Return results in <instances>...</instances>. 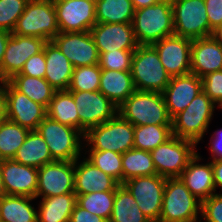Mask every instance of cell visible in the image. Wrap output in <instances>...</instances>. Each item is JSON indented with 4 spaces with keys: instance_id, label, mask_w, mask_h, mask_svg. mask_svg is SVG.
<instances>
[{
    "instance_id": "6da1fadb",
    "label": "cell",
    "mask_w": 222,
    "mask_h": 222,
    "mask_svg": "<svg viewBox=\"0 0 222 222\" xmlns=\"http://www.w3.org/2000/svg\"><path fill=\"white\" fill-rule=\"evenodd\" d=\"M131 24L138 45H152L174 35L171 0H160L154 5L135 10Z\"/></svg>"
},
{
    "instance_id": "7a4b0ae2",
    "label": "cell",
    "mask_w": 222,
    "mask_h": 222,
    "mask_svg": "<svg viewBox=\"0 0 222 222\" xmlns=\"http://www.w3.org/2000/svg\"><path fill=\"white\" fill-rule=\"evenodd\" d=\"M118 113L133 126L172 125L160 92L136 90L118 107Z\"/></svg>"
},
{
    "instance_id": "3957f363",
    "label": "cell",
    "mask_w": 222,
    "mask_h": 222,
    "mask_svg": "<svg viewBox=\"0 0 222 222\" xmlns=\"http://www.w3.org/2000/svg\"><path fill=\"white\" fill-rule=\"evenodd\" d=\"M216 104L201 91L191 103L172 118V135L196 145L209 128Z\"/></svg>"
},
{
    "instance_id": "277c9868",
    "label": "cell",
    "mask_w": 222,
    "mask_h": 222,
    "mask_svg": "<svg viewBox=\"0 0 222 222\" xmlns=\"http://www.w3.org/2000/svg\"><path fill=\"white\" fill-rule=\"evenodd\" d=\"M83 139L89 150L123 154L134 148V126L118 113L111 120L88 129Z\"/></svg>"
},
{
    "instance_id": "5b68a950",
    "label": "cell",
    "mask_w": 222,
    "mask_h": 222,
    "mask_svg": "<svg viewBox=\"0 0 222 222\" xmlns=\"http://www.w3.org/2000/svg\"><path fill=\"white\" fill-rule=\"evenodd\" d=\"M202 202L180 178H166L159 222H198Z\"/></svg>"
},
{
    "instance_id": "8992f818",
    "label": "cell",
    "mask_w": 222,
    "mask_h": 222,
    "mask_svg": "<svg viewBox=\"0 0 222 222\" xmlns=\"http://www.w3.org/2000/svg\"><path fill=\"white\" fill-rule=\"evenodd\" d=\"M130 72L135 88L139 91L162 93L171 79L152 45H138L134 51Z\"/></svg>"
},
{
    "instance_id": "52a82bcc",
    "label": "cell",
    "mask_w": 222,
    "mask_h": 222,
    "mask_svg": "<svg viewBox=\"0 0 222 222\" xmlns=\"http://www.w3.org/2000/svg\"><path fill=\"white\" fill-rule=\"evenodd\" d=\"M12 33L51 41L59 33L54 1L29 0Z\"/></svg>"
},
{
    "instance_id": "ba28073f",
    "label": "cell",
    "mask_w": 222,
    "mask_h": 222,
    "mask_svg": "<svg viewBox=\"0 0 222 222\" xmlns=\"http://www.w3.org/2000/svg\"><path fill=\"white\" fill-rule=\"evenodd\" d=\"M37 131L46 142L54 161H75L81 156L84 135L76 128L46 116Z\"/></svg>"
},
{
    "instance_id": "9c48e42d",
    "label": "cell",
    "mask_w": 222,
    "mask_h": 222,
    "mask_svg": "<svg viewBox=\"0 0 222 222\" xmlns=\"http://www.w3.org/2000/svg\"><path fill=\"white\" fill-rule=\"evenodd\" d=\"M196 147L194 142L172 135L150 151L157 175L164 178H179L188 162L197 153Z\"/></svg>"
},
{
    "instance_id": "30bf717a",
    "label": "cell",
    "mask_w": 222,
    "mask_h": 222,
    "mask_svg": "<svg viewBox=\"0 0 222 222\" xmlns=\"http://www.w3.org/2000/svg\"><path fill=\"white\" fill-rule=\"evenodd\" d=\"M174 34L189 39L212 36L205 0H171Z\"/></svg>"
},
{
    "instance_id": "8fae6325",
    "label": "cell",
    "mask_w": 222,
    "mask_h": 222,
    "mask_svg": "<svg viewBox=\"0 0 222 222\" xmlns=\"http://www.w3.org/2000/svg\"><path fill=\"white\" fill-rule=\"evenodd\" d=\"M77 107L79 115V131L84 133L118 114L116 106L100 91H69Z\"/></svg>"
},
{
    "instance_id": "7c38bea8",
    "label": "cell",
    "mask_w": 222,
    "mask_h": 222,
    "mask_svg": "<svg viewBox=\"0 0 222 222\" xmlns=\"http://www.w3.org/2000/svg\"><path fill=\"white\" fill-rule=\"evenodd\" d=\"M136 200L142 213L151 221L159 222L166 178L154 174L129 179L123 183Z\"/></svg>"
},
{
    "instance_id": "4fadbf2b",
    "label": "cell",
    "mask_w": 222,
    "mask_h": 222,
    "mask_svg": "<svg viewBox=\"0 0 222 222\" xmlns=\"http://www.w3.org/2000/svg\"><path fill=\"white\" fill-rule=\"evenodd\" d=\"M59 32H87L96 24V2L53 0Z\"/></svg>"
},
{
    "instance_id": "5bb4252c",
    "label": "cell",
    "mask_w": 222,
    "mask_h": 222,
    "mask_svg": "<svg viewBox=\"0 0 222 222\" xmlns=\"http://www.w3.org/2000/svg\"><path fill=\"white\" fill-rule=\"evenodd\" d=\"M6 118L32 130H37L47 116L46 108L17 91L8 81H4Z\"/></svg>"
},
{
    "instance_id": "9a60e30c",
    "label": "cell",
    "mask_w": 222,
    "mask_h": 222,
    "mask_svg": "<svg viewBox=\"0 0 222 222\" xmlns=\"http://www.w3.org/2000/svg\"><path fill=\"white\" fill-rule=\"evenodd\" d=\"M74 161H54L38 169L36 197H51L74 192Z\"/></svg>"
},
{
    "instance_id": "2e32d148",
    "label": "cell",
    "mask_w": 222,
    "mask_h": 222,
    "mask_svg": "<svg viewBox=\"0 0 222 222\" xmlns=\"http://www.w3.org/2000/svg\"><path fill=\"white\" fill-rule=\"evenodd\" d=\"M47 41L38 37L11 33L0 69V82L20 73L26 60L43 50Z\"/></svg>"
},
{
    "instance_id": "e0dca14e",
    "label": "cell",
    "mask_w": 222,
    "mask_h": 222,
    "mask_svg": "<svg viewBox=\"0 0 222 222\" xmlns=\"http://www.w3.org/2000/svg\"><path fill=\"white\" fill-rule=\"evenodd\" d=\"M51 41L74 68L91 66L99 62V52L90 31L59 32Z\"/></svg>"
},
{
    "instance_id": "ac0fdd59",
    "label": "cell",
    "mask_w": 222,
    "mask_h": 222,
    "mask_svg": "<svg viewBox=\"0 0 222 222\" xmlns=\"http://www.w3.org/2000/svg\"><path fill=\"white\" fill-rule=\"evenodd\" d=\"M191 45L192 39L175 34L152 44L170 77L191 73Z\"/></svg>"
},
{
    "instance_id": "d6986e66",
    "label": "cell",
    "mask_w": 222,
    "mask_h": 222,
    "mask_svg": "<svg viewBox=\"0 0 222 222\" xmlns=\"http://www.w3.org/2000/svg\"><path fill=\"white\" fill-rule=\"evenodd\" d=\"M90 33L98 52L136 50L138 47L131 23H96Z\"/></svg>"
},
{
    "instance_id": "ffe728a7",
    "label": "cell",
    "mask_w": 222,
    "mask_h": 222,
    "mask_svg": "<svg viewBox=\"0 0 222 222\" xmlns=\"http://www.w3.org/2000/svg\"><path fill=\"white\" fill-rule=\"evenodd\" d=\"M1 172L6 195L35 198L38 185V169L18 163L13 159L1 160Z\"/></svg>"
},
{
    "instance_id": "44dd1931",
    "label": "cell",
    "mask_w": 222,
    "mask_h": 222,
    "mask_svg": "<svg viewBox=\"0 0 222 222\" xmlns=\"http://www.w3.org/2000/svg\"><path fill=\"white\" fill-rule=\"evenodd\" d=\"M201 91L202 80L195 74L171 77L162 92L169 116L173 118L183 111Z\"/></svg>"
},
{
    "instance_id": "7402d4cb",
    "label": "cell",
    "mask_w": 222,
    "mask_h": 222,
    "mask_svg": "<svg viewBox=\"0 0 222 222\" xmlns=\"http://www.w3.org/2000/svg\"><path fill=\"white\" fill-rule=\"evenodd\" d=\"M191 73L203 78L207 74L222 70V44L213 36L192 40Z\"/></svg>"
},
{
    "instance_id": "603a6c76",
    "label": "cell",
    "mask_w": 222,
    "mask_h": 222,
    "mask_svg": "<svg viewBox=\"0 0 222 222\" xmlns=\"http://www.w3.org/2000/svg\"><path fill=\"white\" fill-rule=\"evenodd\" d=\"M79 159L74 161V192L76 195L116 191L120 184L113 177L94 166L86 158H83L84 160L81 162H78Z\"/></svg>"
},
{
    "instance_id": "cb8c5ba5",
    "label": "cell",
    "mask_w": 222,
    "mask_h": 222,
    "mask_svg": "<svg viewBox=\"0 0 222 222\" xmlns=\"http://www.w3.org/2000/svg\"><path fill=\"white\" fill-rule=\"evenodd\" d=\"M200 160L201 156L196 153L179 178L188 190L202 202L215 194L216 189L211 162L199 164Z\"/></svg>"
},
{
    "instance_id": "d4e9b609",
    "label": "cell",
    "mask_w": 222,
    "mask_h": 222,
    "mask_svg": "<svg viewBox=\"0 0 222 222\" xmlns=\"http://www.w3.org/2000/svg\"><path fill=\"white\" fill-rule=\"evenodd\" d=\"M46 60L44 79L57 91L68 90L74 67L68 58L52 42L43 47Z\"/></svg>"
},
{
    "instance_id": "484cf974",
    "label": "cell",
    "mask_w": 222,
    "mask_h": 222,
    "mask_svg": "<svg viewBox=\"0 0 222 222\" xmlns=\"http://www.w3.org/2000/svg\"><path fill=\"white\" fill-rule=\"evenodd\" d=\"M99 91L119 107L136 91L131 72L101 69Z\"/></svg>"
},
{
    "instance_id": "4316f807",
    "label": "cell",
    "mask_w": 222,
    "mask_h": 222,
    "mask_svg": "<svg viewBox=\"0 0 222 222\" xmlns=\"http://www.w3.org/2000/svg\"><path fill=\"white\" fill-rule=\"evenodd\" d=\"M37 211L38 222H70L77 204L76 193L41 198Z\"/></svg>"
},
{
    "instance_id": "83f0119b",
    "label": "cell",
    "mask_w": 222,
    "mask_h": 222,
    "mask_svg": "<svg viewBox=\"0 0 222 222\" xmlns=\"http://www.w3.org/2000/svg\"><path fill=\"white\" fill-rule=\"evenodd\" d=\"M13 160L37 169L54 162L46 142L37 130L28 133Z\"/></svg>"
},
{
    "instance_id": "f1b7e54d",
    "label": "cell",
    "mask_w": 222,
    "mask_h": 222,
    "mask_svg": "<svg viewBox=\"0 0 222 222\" xmlns=\"http://www.w3.org/2000/svg\"><path fill=\"white\" fill-rule=\"evenodd\" d=\"M36 198L4 195L0 198V222H38L37 210L30 203Z\"/></svg>"
},
{
    "instance_id": "f546056e",
    "label": "cell",
    "mask_w": 222,
    "mask_h": 222,
    "mask_svg": "<svg viewBox=\"0 0 222 222\" xmlns=\"http://www.w3.org/2000/svg\"><path fill=\"white\" fill-rule=\"evenodd\" d=\"M17 91L27 95L31 100L43 105L50 104L55 90L44 78L29 77L17 73L7 80Z\"/></svg>"
},
{
    "instance_id": "4dcf8cb0",
    "label": "cell",
    "mask_w": 222,
    "mask_h": 222,
    "mask_svg": "<svg viewBox=\"0 0 222 222\" xmlns=\"http://www.w3.org/2000/svg\"><path fill=\"white\" fill-rule=\"evenodd\" d=\"M108 222H151L140 210L128 189L120 184L115 191L113 210Z\"/></svg>"
},
{
    "instance_id": "1f68e13d",
    "label": "cell",
    "mask_w": 222,
    "mask_h": 222,
    "mask_svg": "<svg viewBox=\"0 0 222 222\" xmlns=\"http://www.w3.org/2000/svg\"><path fill=\"white\" fill-rule=\"evenodd\" d=\"M46 110L51 119L79 130L77 107L68 90L56 91Z\"/></svg>"
},
{
    "instance_id": "d6a6232c",
    "label": "cell",
    "mask_w": 222,
    "mask_h": 222,
    "mask_svg": "<svg viewBox=\"0 0 222 222\" xmlns=\"http://www.w3.org/2000/svg\"><path fill=\"white\" fill-rule=\"evenodd\" d=\"M157 174L150 151L132 148L122 154V184L132 178Z\"/></svg>"
},
{
    "instance_id": "836d02e7",
    "label": "cell",
    "mask_w": 222,
    "mask_h": 222,
    "mask_svg": "<svg viewBox=\"0 0 222 222\" xmlns=\"http://www.w3.org/2000/svg\"><path fill=\"white\" fill-rule=\"evenodd\" d=\"M134 12L131 0H98L96 23H131Z\"/></svg>"
},
{
    "instance_id": "e575fe53",
    "label": "cell",
    "mask_w": 222,
    "mask_h": 222,
    "mask_svg": "<svg viewBox=\"0 0 222 222\" xmlns=\"http://www.w3.org/2000/svg\"><path fill=\"white\" fill-rule=\"evenodd\" d=\"M29 132V129L5 118L0 123V161L14 158Z\"/></svg>"
},
{
    "instance_id": "d590c367",
    "label": "cell",
    "mask_w": 222,
    "mask_h": 222,
    "mask_svg": "<svg viewBox=\"0 0 222 222\" xmlns=\"http://www.w3.org/2000/svg\"><path fill=\"white\" fill-rule=\"evenodd\" d=\"M172 125L134 126V148L152 151L172 136Z\"/></svg>"
},
{
    "instance_id": "8d00e7d4",
    "label": "cell",
    "mask_w": 222,
    "mask_h": 222,
    "mask_svg": "<svg viewBox=\"0 0 222 222\" xmlns=\"http://www.w3.org/2000/svg\"><path fill=\"white\" fill-rule=\"evenodd\" d=\"M115 198V191L91 192L77 195V204L83 209L109 221Z\"/></svg>"
},
{
    "instance_id": "74e56055",
    "label": "cell",
    "mask_w": 222,
    "mask_h": 222,
    "mask_svg": "<svg viewBox=\"0 0 222 222\" xmlns=\"http://www.w3.org/2000/svg\"><path fill=\"white\" fill-rule=\"evenodd\" d=\"M86 158L94 166L122 184V154L113 151L88 150Z\"/></svg>"
},
{
    "instance_id": "f35d334b",
    "label": "cell",
    "mask_w": 222,
    "mask_h": 222,
    "mask_svg": "<svg viewBox=\"0 0 222 222\" xmlns=\"http://www.w3.org/2000/svg\"><path fill=\"white\" fill-rule=\"evenodd\" d=\"M101 68L98 64L75 67L68 91H99Z\"/></svg>"
},
{
    "instance_id": "ab89813d",
    "label": "cell",
    "mask_w": 222,
    "mask_h": 222,
    "mask_svg": "<svg viewBox=\"0 0 222 222\" xmlns=\"http://www.w3.org/2000/svg\"><path fill=\"white\" fill-rule=\"evenodd\" d=\"M29 0H0V30L12 33Z\"/></svg>"
},
{
    "instance_id": "60d3db41",
    "label": "cell",
    "mask_w": 222,
    "mask_h": 222,
    "mask_svg": "<svg viewBox=\"0 0 222 222\" xmlns=\"http://www.w3.org/2000/svg\"><path fill=\"white\" fill-rule=\"evenodd\" d=\"M135 50H115L99 52L98 65L101 69L130 71Z\"/></svg>"
},
{
    "instance_id": "b9f144b4",
    "label": "cell",
    "mask_w": 222,
    "mask_h": 222,
    "mask_svg": "<svg viewBox=\"0 0 222 222\" xmlns=\"http://www.w3.org/2000/svg\"><path fill=\"white\" fill-rule=\"evenodd\" d=\"M202 80V91L217 105H222V70L207 74Z\"/></svg>"
},
{
    "instance_id": "7bdbcfd3",
    "label": "cell",
    "mask_w": 222,
    "mask_h": 222,
    "mask_svg": "<svg viewBox=\"0 0 222 222\" xmlns=\"http://www.w3.org/2000/svg\"><path fill=\"white\" fill-rule=\"evenodd\" d=\"M200 217L204 222H222V194L215 193L202 201Z\"/></svg>"
},
{
    "instance_id": "ee69618b",
    "label": "cell",
    "mask_w": 222,
    "mask_h": 222,
    "mask_svg": "<svg viewBox=\"0 0 222 222\" xmlns=\"http://www.w3.org/2000/svg\"><path fill=\"white\" fill-rule=\"evenodd\" d=\"M46 71V60L44 49L36 55L31 56L26 60L23 69L20 71L21 75L29 77L44 78Z\"/></svg>"
},
{
    "instance_id": "f6af8a7d",
    "label": "cell",
    "mask_w": 222,
    "mask_h": 222,
    "mask_svg": "<svg viewBox=\"0 0 222 222\" xmlns=\"http://www.w3.org/2000/svg\"><path fill=\"white\" fill-rule=\"evenodd\" d=\"M209 26L215 30L222 24V0H205Z\"/></svg>"
},
{
    "instance_id": "bcb514c9",
    "label": "cell",
    "mask_w": 222,
    "mask_h": 222,
    "mask_svg": "<svg viewBox=\"0 0 222 222\" xmlns=\"http://www.w3.org/2000/svg\"><path fill=\"white\" fill-rule=\"evenodd\" d=\"M70 222H108L106 219L92 214L91 212L83 209L78 204L74 207L71 213Z\"/></svg>"
},
{
    "instance_id": "7dc6e473",
    "label": "cell",
    "mask_w": 222,
    "mask_h": 222,
    "mask_svg": "<svg viewBox=\"0 0 222 222\" xmlns=\"http://www.w3.org/2000/svg\"><path fill=\"white\" fill-rule=\"evenodd\" d=\"M209 144L213 160H222V129L213 133Z\"/></svg>"
},
{
    "instance_id": "c3c4849f",
    "label": "cell",
    "mask_w": 222,
    "mask_h": 222,
    "mask_svg": "<svg viewBox=\"0 0 222 222\" xmlns=\"http://www.w3.org/2000/svg\"><path fill=\"white\" fill-rule=\"evenodd\" d=\"M211 166L213 169L215 189L217 187L222 189V160H212Z\"/></svg>"
},
{
    "instance_id": "681fc988",
    "label": "cell",
    "mask_w": 222,
    "mask_h": 222,
    "mask_svg": "<svg viewBox=\"0 0 222 222\" xmlns=\"http://www.w3.org/2000/svg\"><path fill=\"white\" fill-rule=\"evenodd\" d=\"M11 36L10 32L0 30V69H1V64L4 58V52L6 50V46L8 43V39Z\"/></svg>"
},
{
    "instance_id": "f907efd6",
    "label": "cell",
    "mask_w": 222,
    "mask_h": 222,
    "mask_svg": "<svg viewBox=\"0 0 222 222\" xmlns=\"http://www.w3.org/2000/svg\"><path fill=\"white\" fill-rule=\"evenodd\" d=\"M2 84V85H1ZM6 118L4 81L0 82V123Z\"/></svg>"
},
{
    "instance_id": "816d5d0a",
    "label": "cell",
    "mask_w": 222,
    "mask_h": 222,
    "mask_svg": "<svg viewBox=\"0 0 222 222\" xmlns=\"http://www.w3.org/2000/svg\"><path fill=\"white\" fill-rule=\"evenodd\" d=\"M135 10L154 5L160 0H131Z\"/></svg>"
},
{
    "instance_id": "f5cc1de1",
    "label": "cell",
    "mask_w": 222,
    "mask_h": 222,
    "mask_svg": "<svg viewBox=\"0 0 222 222\" xmlns=\"http://www.w3.org/2000/svg\"><path fill=\"white\" fill-rule=\"evenodd\" d=\"M212 36L222 44V24L213 30Z\"/></svg>"
},
{
    "instance_id": "db71d44e",
    "label": "cell",
    "mask_w": 222,
    "mask_h": 222,
    "mask_svg": "<svg viewBox=\"0 0 222 222\" xmlns=\"http://www.w3.org/2000/svg\"><path fill=\"white\" fill-rule=\"evenodd\" d=\"M6 195L4 185H3V179H2V172H1V164H0V198L2 196Z\"/></svg>"
}]
</instances>
